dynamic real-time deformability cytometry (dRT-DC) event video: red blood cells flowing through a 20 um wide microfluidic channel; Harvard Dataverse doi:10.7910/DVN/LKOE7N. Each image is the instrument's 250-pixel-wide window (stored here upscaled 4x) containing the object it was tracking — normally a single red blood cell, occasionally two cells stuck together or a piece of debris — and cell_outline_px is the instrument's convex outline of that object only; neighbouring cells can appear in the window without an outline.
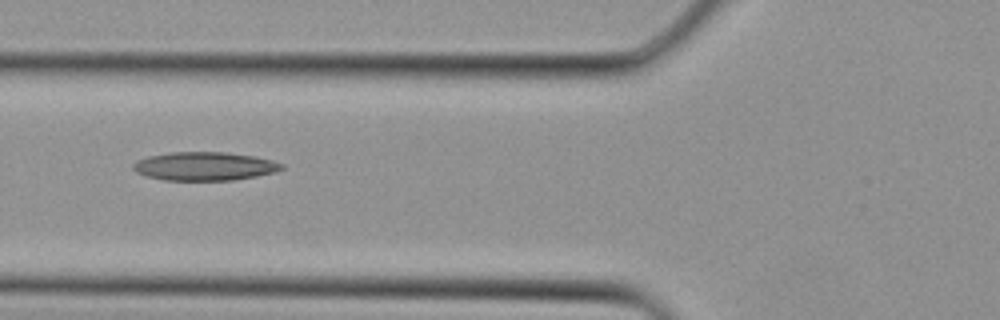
{"species": "Egyptian fruit bat (a non-hibernating species)", "species_latin": "Rousettus aegyptiacus", "temperature_condition": "cold", "stored_images_in_passage": 6, "camera_frame_rate_fps": 3000, "um_per_image_px": 0.085, "animal": {"sex": "female"}, "frame": {"image": 1, "passage_image": 6, "time_ms": 1.667, "image_size_px": [1000, 320], "cell_outline_px": [[284, 168], [276, 172], [256, 176], [232, 180], [164, 180], [144, 176], [136, 172], [132, 168], [132, 164], [136, 160], [148, 156], [172, 152], [224, 152], [256, 156], [272, 160], [284, 164]], "centroid_in_image_um": [17.38, 14.13], "position_along_channel_um": 108.4, "area_um2": 24.85}}